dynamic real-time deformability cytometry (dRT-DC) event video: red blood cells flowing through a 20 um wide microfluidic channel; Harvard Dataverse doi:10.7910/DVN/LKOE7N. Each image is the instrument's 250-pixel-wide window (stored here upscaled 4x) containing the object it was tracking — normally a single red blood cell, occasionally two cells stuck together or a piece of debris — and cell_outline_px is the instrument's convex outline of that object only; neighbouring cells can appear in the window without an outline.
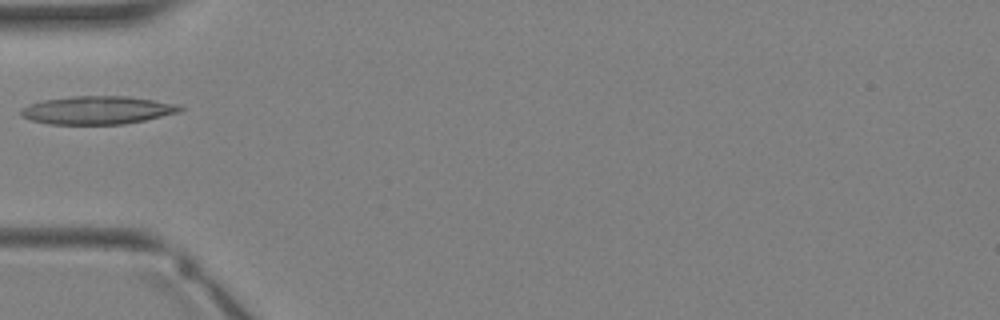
{"species": "Egyptian fruit bat (a non-hibernating species)", "species_latin": "Rousettus aegyptiacus", "temperature_condition": "warm", "stored_images_in_passage": 3, "camera_frame_rate_fps": 3000, "um_per_image_px": 0.085, "animal": {"sex": "female"}, "frame": {"image": 1, "passage_image": 3, "time_ms": 2.333, "image_size_px": [1000, 320], "cell_outline_px": [[184, 108], [180, 112], [144, 120], [124, 124], [48, 124], [32, 120], [20, 116], [20, 108], [28, 104], [44, 100], [72, 96], [124, 96], [152, 100], [176, 104]], "centroid_in_image_um": [8.23, 9.36], "position_along_channel_um": 76.8, "area_um2": 25.95}}